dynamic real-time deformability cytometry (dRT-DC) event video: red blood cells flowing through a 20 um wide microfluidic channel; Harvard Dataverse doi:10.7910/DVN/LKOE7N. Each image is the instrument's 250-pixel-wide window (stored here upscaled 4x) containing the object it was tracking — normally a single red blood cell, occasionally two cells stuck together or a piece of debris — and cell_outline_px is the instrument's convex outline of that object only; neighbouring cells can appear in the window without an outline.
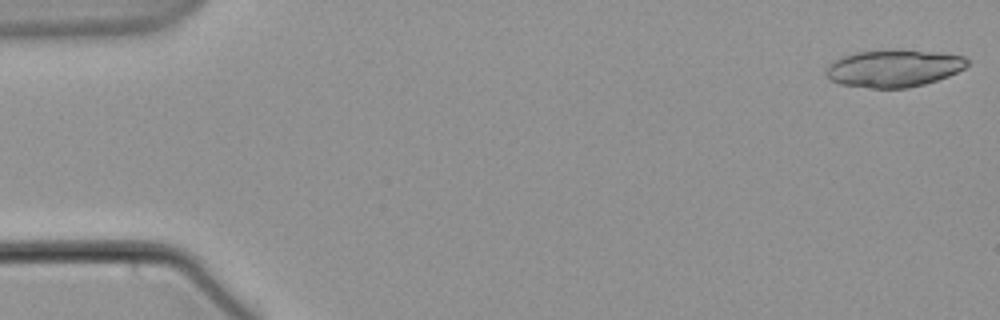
{"species": "common noctule bat (a hibernating species)", "species_latin": "Nyctalus noctula", "temperature_condition": "warm", "stored_images_in_passage": 6, "camera_frame_rate_fps": 3000, "um_per_image_px": 0.085, "animal": {"sex": "male", "body_mass_g": 21.5, "forearm_length_mm": 52.0}, "frame": {"image": 1, "passage_image": 1, "time_ms": 0.0, "image_size_px": [1000, 320], "cell_outline_px": [[968, 64], [964, 68], [948, 76], [924, 84], [908, 88], [872, 88], [840, 84], [832, 80], [824, 72], [828, 64], [844, 56], [856, 52], [932, 52], [964, 56], [968, 60]], "centroid_in_image_um": [75.95, 5.85], "position_along_channel_um": 9.0, "area_um2": 29.65}}
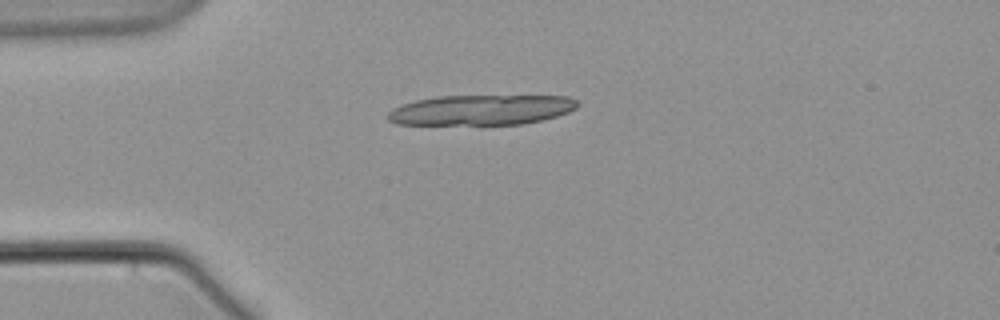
{"frame": {"image": 2, "passage_image": 4, "time_ms": 4.667, "image_size_px": [1000, 320], "cell_outline_px": [[580, 104], [576, 108], [568, 112], [544, 120], [520, 124], [396, 124], [388, 120], [388, 112], [392, 108], [416, 100], [436, 96], [568, 96], [576, 100]], "centroid_in_image_um": [40.92, 9.34], "position_along_channel_um": 44.1, "area_um2": 33.29}}